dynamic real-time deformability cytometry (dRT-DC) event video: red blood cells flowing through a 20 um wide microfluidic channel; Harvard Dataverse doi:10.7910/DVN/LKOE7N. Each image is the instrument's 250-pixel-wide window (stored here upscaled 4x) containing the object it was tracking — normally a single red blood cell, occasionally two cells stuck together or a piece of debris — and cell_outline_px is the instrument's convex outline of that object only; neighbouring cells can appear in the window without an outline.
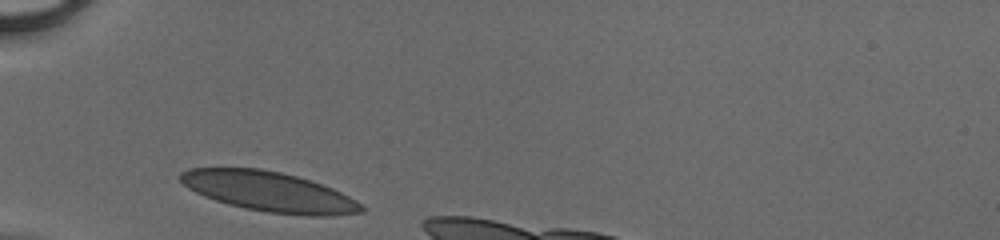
{"species": "human", "species_latin": "Homo sapiens", "temperature_condition": "cold", "stored_images_in_passage": 14, "camera_frame_rate_fps": 3000, "um_per_image_px": 0.085, "donor": {"sex": "male"}, "frame": {"image": 1, "passage_image": 1, "time_ms": 0.0, "image_size_px": [1000, 240], "cell_outline_px": [[364, 212], [332, 216], [308, 216], [268, 212], [244, 208], [228, 204], [204, 196], [188, 188], [176, 176], [180, 172], [188, 168], [260, 168], [280, 172], [296, 176], [332, 188], [356, 200], [364, 208]], "centroid_in_image_um": [22.84, 16.29], "position_along_channel_um": 62.2, "area_um2": 41.96}}
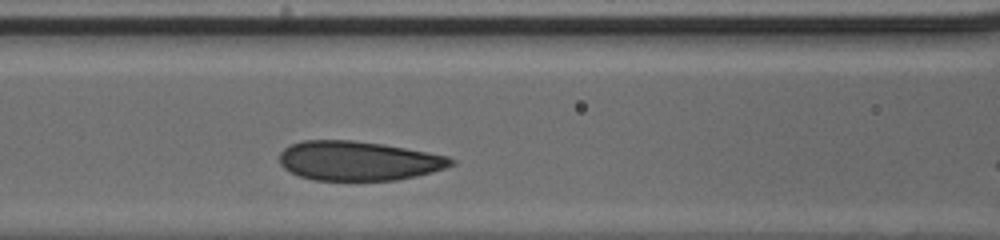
{"frame": {"image": 2, "passage_image": 7, "time_ms": 2.0, "image_size_px": [1000, 240], "cell_outline_px": [[456, 164], [432, 172], [416, 176], [396, 180], [316, 180], [300, 176], [284, 168], [280, 164], [280, 152], [284, 148], [300, 140], [352, 140], [384, 144], [428, 152], [448, 156], [456, 160]], "centroid_in_image_um": [30.48, 13.66], "position_along_channel_um": 136.1, "area_um2": 39.42}}
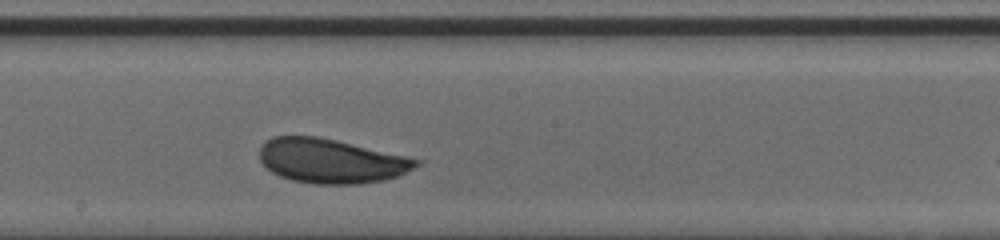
{"frame": {"image": 3, "passage_image": 13, "time_ms": 4.0, "image_size_px": [1000, 240], "cell_outline_px": [[424, 160], [420, 164], [396, 176], [384, 180], [356, 184], [316, 184], [292, 180], [280, 176], [272, 172], [260, 160], [260, 144], [272, 136], [316, 136], [336, 140]], "centroid_in_image_um": [28.12, 13.67], "position_along_channel_um": 220.1, "area_um2": 40.34}}